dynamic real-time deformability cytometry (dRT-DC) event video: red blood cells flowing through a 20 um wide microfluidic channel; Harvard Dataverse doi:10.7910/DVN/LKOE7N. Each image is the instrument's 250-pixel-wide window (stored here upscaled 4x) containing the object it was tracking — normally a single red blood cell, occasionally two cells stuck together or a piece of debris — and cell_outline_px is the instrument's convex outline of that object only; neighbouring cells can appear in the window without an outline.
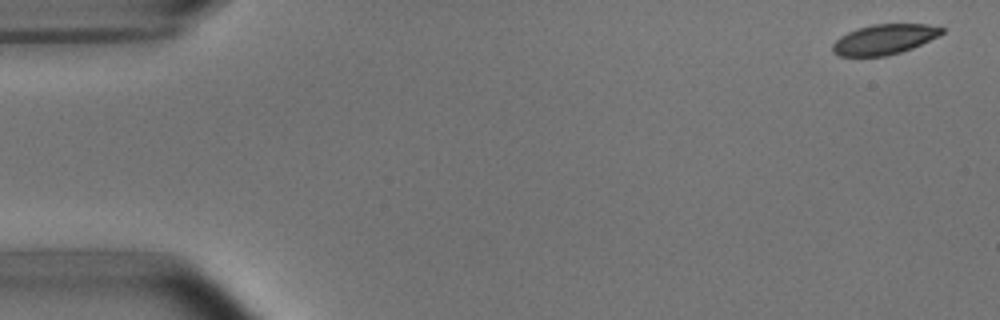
{"species": "common noctule bat (a hibernating species)", "species_latin": "Nyctalus noctula", "temperature_condition": "room temperature", "stored_images_in_passage": 8, "camera_frame_rate_fps": 3000, "um_per_image_px": 0.085, "animal": {"sex": "male", "body_mass_g": 15.6}, "frame": {"image": 1, "passage_image": 1, "time_ms": 0.0, "image_size_px": [1000, 320], "cell_outline_px": [[944, 32], [940, 36], [912, 48], [888, 56], [836, 56], [832, 52], [832, 44], [840, 36], [856, 28], [872, 24], [924, 24], [944, 28]], "centroid_in_image_um": [75.14, 3.35], "position_along_channel_um": 9.9, "area_um2": 19.31}}